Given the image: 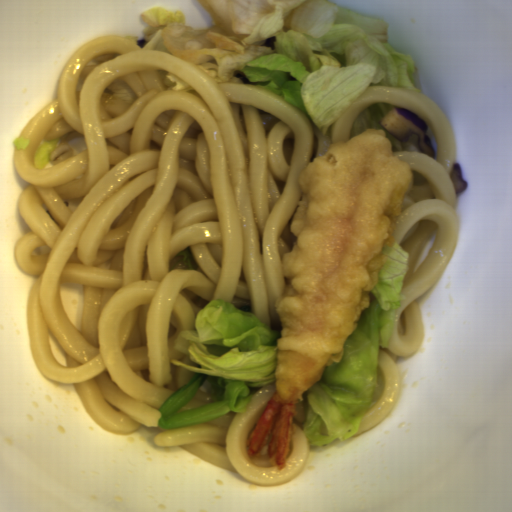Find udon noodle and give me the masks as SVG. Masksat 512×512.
Wrapping results in <instances>:
<instances>
[{"label": "udon noodle", "instance_id": "d5520da0", "mask_svg": "<svg viewBox=\"0 0 512 512\" xmlns=\"http://www.w3.org/2000/svg\"><path fill=\"white\" fill-rule=\"evenodd\" d=\"M172 72L195 90H167ZM215 82L175 54L143 50L105 35L79 47L58 79L56 99L34 113L14 149L19 198L30 231L13 246L19 270L37 275L27 295L30 352L48 380L73 383L105 431L127 435L141 425L160 430L158 447H180L247 482L276 486L300 474L310 456L304 431L306 390L295 404L285 467L271 457L266 435L258 455L248 439L276 383L250 387L245 412L164 430L162 403L201 369L176 349L183 330L217 299L248 307L270 330L288 281L284 254L302 199L299 175L331 144L367 128L383 129L394 107L424 118L436 159L414 136L384 129L392 154L413 177L394 238L408 269L387 347L378 350L384 393L353 437L387 418L401 389L398 357L419 351L425 333L417 298L453 256L460 216L450 176L456 153L451 125L438 103L395 85L358 94L320 133L310 118L275 93L248 81ZM46 169L34 150L59 139Z\"/></svg>", "mask_w": 512, "mask_h": 512}]
</instances>
